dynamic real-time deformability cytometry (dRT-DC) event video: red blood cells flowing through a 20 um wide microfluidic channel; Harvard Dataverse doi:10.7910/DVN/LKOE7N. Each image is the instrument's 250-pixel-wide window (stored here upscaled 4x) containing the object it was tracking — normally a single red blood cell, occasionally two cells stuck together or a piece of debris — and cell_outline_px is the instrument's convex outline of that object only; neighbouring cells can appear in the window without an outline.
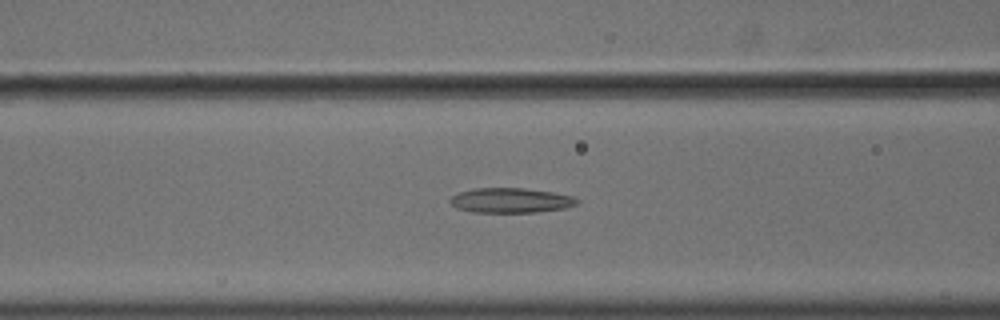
{"species": "common noctule bat (a hibernating species)", "species_latin": "Nyctalus noctula", "temperature_condition": "cold", "stored_images_in_passage": 46, "camera_frame_rate_fps": 3000, "um_per_image_px": 0.085, "animal": {"sex": "male", "body_mass_g": 18.8}, "frame": {"image": 1, "passage_image": 23, "time_ms": 7.333, "image_size_px": [1000, 320], "cell_outline_px": [[580, 200], [576, 204], [564, 208], [536, 212], [472, 212], [456, 208], [448, 200], [452, 196], [460, 192], [472, 188], [524, 188], [552, 192], [572, 196]], "centroid_in_image_um": [43.38, 17.03], "position_along_channel_um": 123.2, "area_um2": 18.32}}
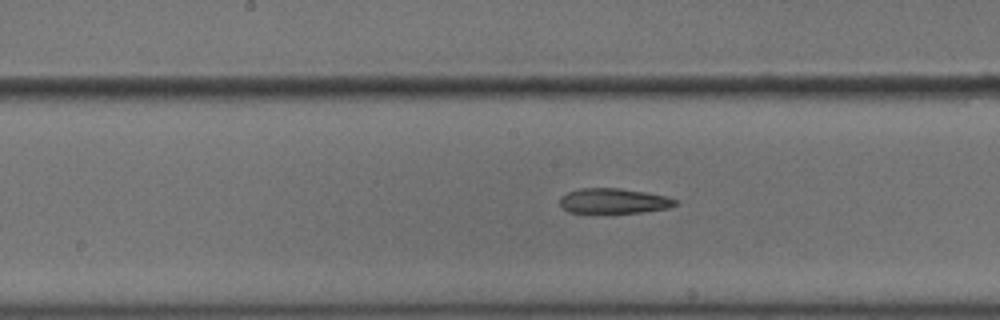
{"frame": {"image": 2, "passage_image": 29, "time_ms": 9.333, "image_size_px": [1000, 320], "cell_outline_px": [[680, 204], [668, 208], [640, 212], [600, 216], [568, 212], [560, 204], [560, 196], [568, 192], [580, 188], [620, 188], [644, 192], [664, 196], [680, 200]], "centroid_in_image_um": [52.14, 17.13], "position_along_channel_um": 196.1, "area_um2": 17.8}}
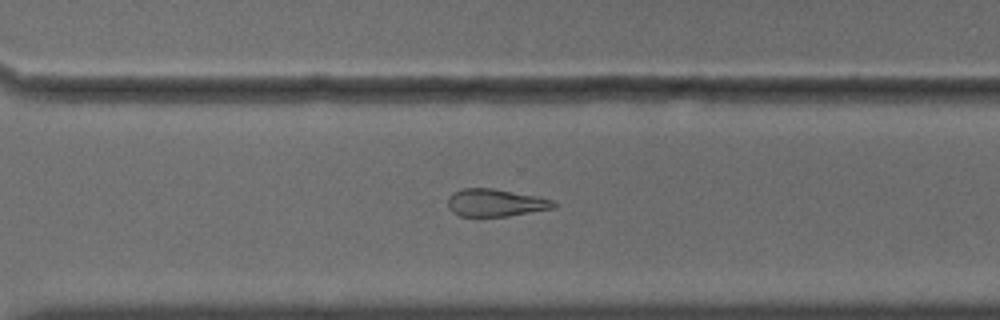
{"frame": {"image": 3, "passage_image": 40, "time_ms": 13.0, "image_size_px": [1000, 320], "cell_outline_px": [[560, 204], [556, 208], [508, 216], [460, 216], [452, 212], [448, 208], [448, 196], [452, 192], [460, 188], [492, 188], [540, 196], [556, 200]], "centroid_in_image_um": [42.18, 17.22], "position_along_channel_um": 328.4, "area_um2": 17.46}}